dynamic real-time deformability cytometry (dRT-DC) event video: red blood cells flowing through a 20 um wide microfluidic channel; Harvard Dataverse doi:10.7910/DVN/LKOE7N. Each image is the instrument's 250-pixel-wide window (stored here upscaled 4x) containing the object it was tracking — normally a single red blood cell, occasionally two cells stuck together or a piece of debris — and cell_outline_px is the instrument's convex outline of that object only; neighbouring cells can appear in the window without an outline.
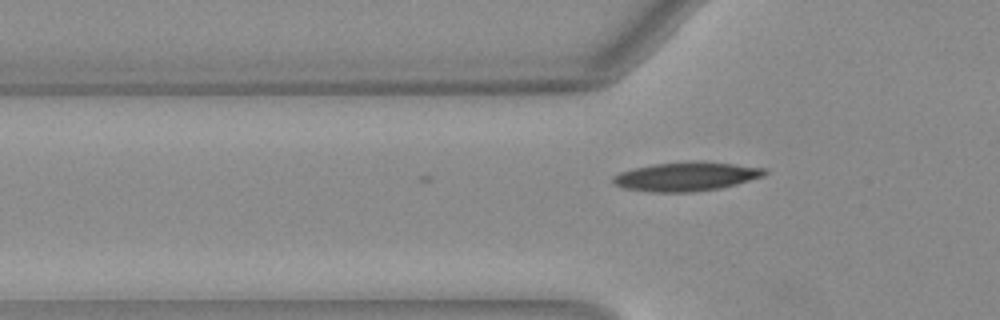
{"species": "Egyptian fruit bat (a non-hibernating species)", "species_latin": "Rousettus aegyptiacus", "temperature_condition": "warm", "stored_images_in_passage": 3, "camera_frame_rate_fps": 3000, "um_per_image_px": 0.085, "animal": {"sex": "female"}, "frame": {"image": 1, "passage_image": 3, "time_ms": 0.667, "image_size_px": [1000, 320], "cell_outline_px": [[768, 172], [764, 176], [736, 184], [720, 188], [688, 192], [652, 192], [624, 188], [616, 184], [612, 180], [612, 176], [620, 172], [632, 168], [652, 164], [692, 160], [704, 160], [768, 168]], "centroid_in_image_um": [58.36, 14.97], "position_along_channel_um": 67.4, "area_um2": 25.95}}